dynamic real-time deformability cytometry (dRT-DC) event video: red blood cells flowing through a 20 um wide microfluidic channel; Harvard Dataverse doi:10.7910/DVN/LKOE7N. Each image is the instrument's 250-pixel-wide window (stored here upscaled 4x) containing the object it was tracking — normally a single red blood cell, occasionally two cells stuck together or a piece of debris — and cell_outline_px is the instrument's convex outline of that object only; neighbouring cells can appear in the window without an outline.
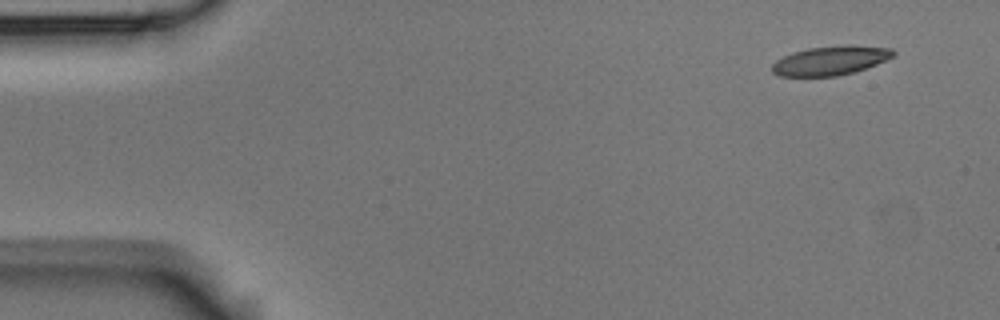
{"species": "Egyptian fruit bat (a non-hibernating species)", "species_latin": "Rousettus aegyptiacus", "temperature_condition": "room temperature", "stored_images_in_passage": 9, "camera_frame_rate_fps": 3000, "um_per_image_px": 0.085, "animal": {"sex": "male"}, "frame": {"image": 1, "passage_image": 1, "time_ms": 0.0, "image_size_px": [1000, 320], "cell_outline_px": [[896, 52], [892, 56], [876, 64], [852, 72], [836, 76], [780, 76], [772, 72], [772, 64], [776, 60], [792, 52], [808, 48], [844, 44], [848, 44], [892, 48]], "centroid_in_image_um": [70.57, 5.13], "position_along_channel_um": 14.4, "area_um2": 20.52}}
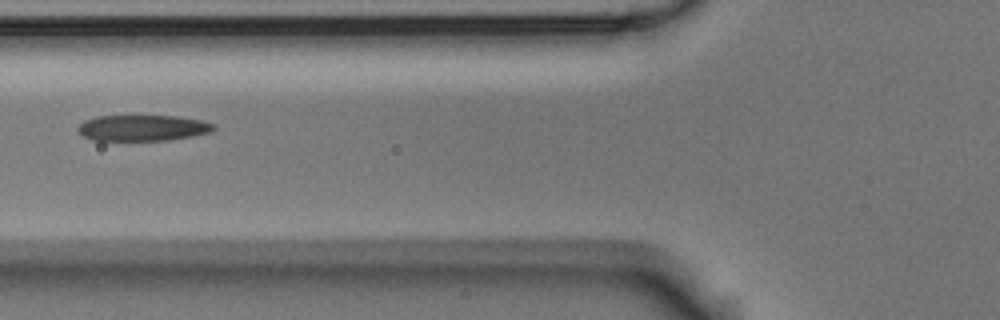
{"frame": {"image": 2, "passage_image": 6, "time_ms": 1.667, "image_size_px": [1000, 320], "cell_outline_px": [[216, 128], [208, 132], [192, 136], [168, 140], [92, 140], [84, 136], [76, 128], [84, 120], [96, 116], [176, 116], [200, 120], [216, 124]], "centroid_in_image_um": [12.12, 10.87], "position_along_channel_um": 113.7, "area_um2": 20.4}}
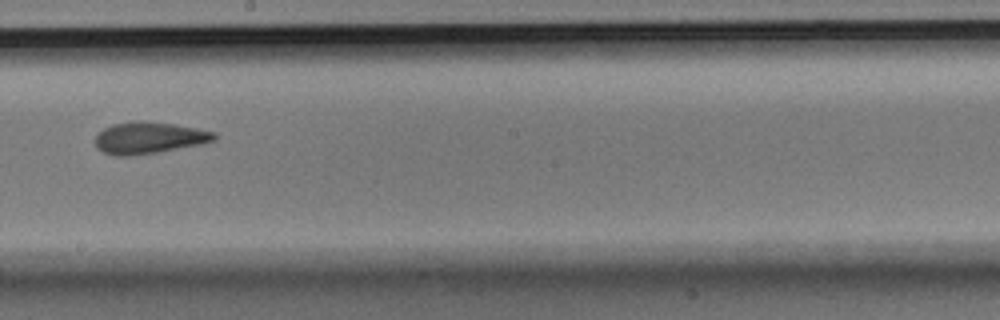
{"frame": {"image": 3, "passage_image": 9, "time_ms": 2.667, "image_size_px": [1000, 320], "cell_outline_px": [[216, 140], [204, 144], [160, 152], [128, 156], [116, 156], [104, 152], [96, 148], [96, 132], [112, 124], [140, 120], [144, 120], [176, 124], [216, 132]], "centroid_in_image_um": [12.68, 11.71], "position_along_channel_um": 235.5, "area_um2": 22.37}}